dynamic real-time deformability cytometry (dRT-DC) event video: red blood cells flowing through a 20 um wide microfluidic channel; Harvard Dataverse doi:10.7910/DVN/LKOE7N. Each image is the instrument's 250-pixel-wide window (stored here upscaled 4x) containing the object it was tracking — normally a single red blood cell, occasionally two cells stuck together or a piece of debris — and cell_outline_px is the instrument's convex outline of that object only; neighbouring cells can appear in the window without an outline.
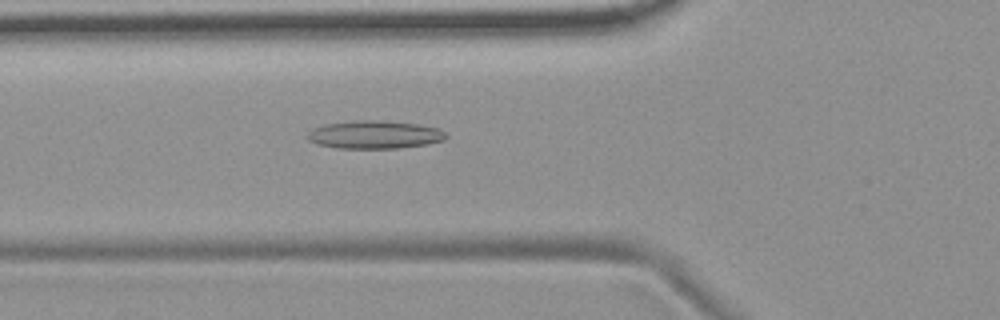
{"species": "common noctule bat (a hibernating species)", "species_latin": "Nyctalus noctula", "temperature_condition": "room temperature", "stored_images_in_passage": 54, "camera_frame_rate_fps": 3000, "um_per_image_px": 0.085, "animal": {"sex": "female", "body_mass_g": 19.9}, "frame": {"image": 1, "passage_image": 19, "time_ms": 6.0, "image_size_px": [1000, 320], "cell_outline_px": [[448, 136], [444, 140], [428, 144], [400, 148], [336, 148], [316, 144], [308, 140], [304, 136], [308, 132], [324, 124], [356, 120], [380, 120], [416, 124], [436, 128], [444, 132]], "centroid_in_image_um": [31.8, 11.45], "position_along_channel_um": 94.0, "area_um2": 22.66}}
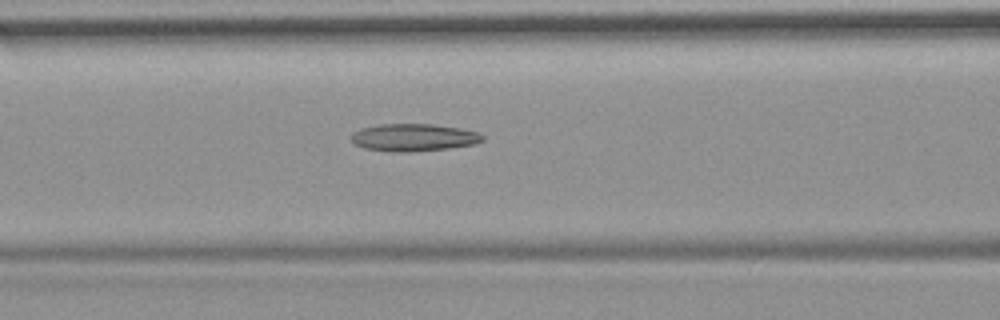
{"frame": {"image": 2, "passage_image": 22, "time_ms": 7.0, "image_size_px": [1000, 320], "cell_outline_px": [[484, 140], [476, 144], [448, 148], [408, 152], [392, 152], [364, 148], [356, 144], [352, 140], [352, 132], [360, 128], [380, 124], [432, 124], [460, 128], [480, 132], [484, 136]], "centroid_in_image_um": [35.19, 11.68], "position_along_channel_um": 131.4, "area_um2": 21.1}}
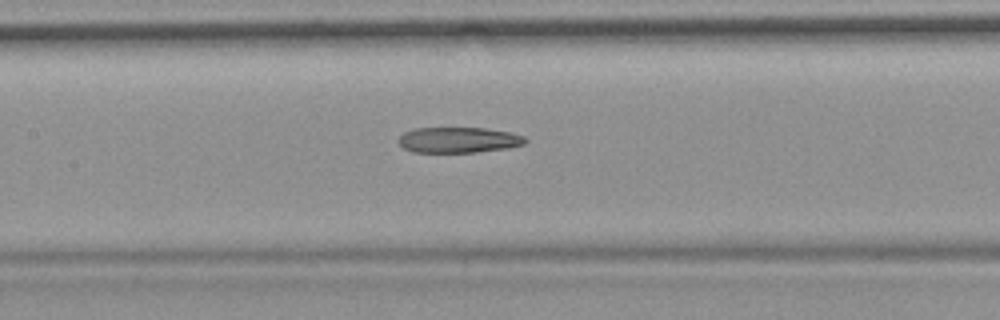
{"frame": {"image": 3, "passage_image": 25, "time_ms": 8.0, "image_size_px": [1000, 320], "cell_outline_px": [[528, 140], [524, 144], [508, 148], [476, 152], [412, 152], [404, 148], [396, 140], [404, 132], [416, 128], [484, 128], [508, 132], [524, 136]], "centroid_in_image_um": [38.96, 11.9], "position_along_channel_um": 168.4, "area_um2": 18.9}, "authors_computed_cell_mechanics": {"area_um2": 20.8658, "velocity_mm_per_s": 3.7061, "shape_relaxation_time_tau1_ms": null, "shape_relaxation_time_tau2_ms": 4.8445, "deformation_change_tau1": null, "deformation_change_tau2": 0.1574}}